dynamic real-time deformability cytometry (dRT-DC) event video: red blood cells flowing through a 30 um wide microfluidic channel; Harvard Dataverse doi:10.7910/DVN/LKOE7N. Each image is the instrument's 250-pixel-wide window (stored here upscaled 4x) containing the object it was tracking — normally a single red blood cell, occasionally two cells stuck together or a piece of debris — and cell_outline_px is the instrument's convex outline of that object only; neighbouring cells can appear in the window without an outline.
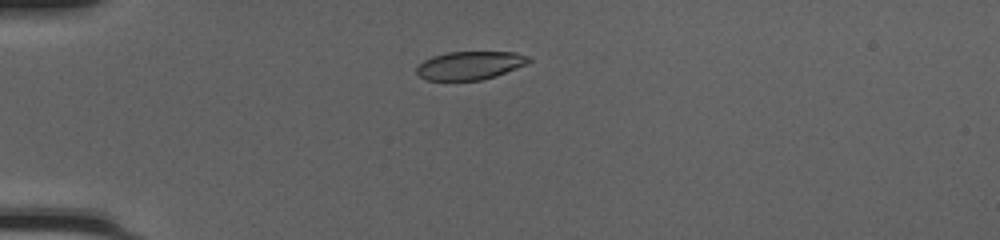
{"species": "common noctule bat (a hibernating species)", "species_latin": "Nyctalus noctula", "temperature_condition": "cold", "stored_images_in_passage": 45, "camera_frame_rate_fps": 3000, "um_per_image_px": 0.085, "animal": {"sex": "female", "body_mass_g": 20.0, "forearm_length_mm": 54.0}, "frame": {"image": 1, "passage_image": 9, "time_ms": 2.667, "image_size_px": [1000, 240], "cell_outline_px": [[532, 60], [516, 68], [496, 76], [480, 80], [424, 80], [416, 72], [416, 68], [424, 60], [432, 56], [448, 52], [516, 52], [528, 56]], "centroid_in_image_um": [39.92, 5.56], "position_along_channel_um": 45.1, "area_um2": 18.38}}
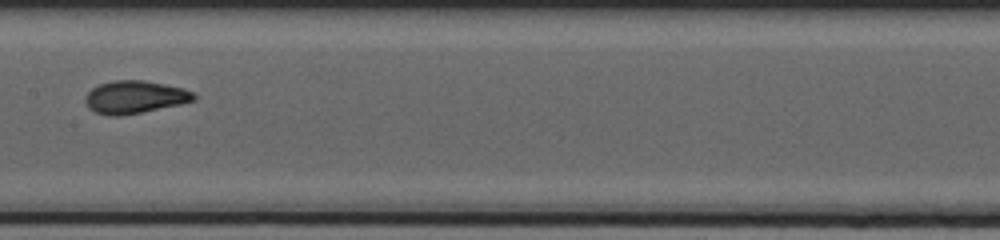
{"frame": {"image": 2, "passage_image": 22, "time_ms": 7.0, "image_size_px": [1000, 240], "cell_outline_px": [[196, 100], [180, 104], [120, 116], [108, 116], [96, 112], [88, 108], [84, 100], [84, 96], [92, 88], [100, 84], [112, 80], [144, 80], [184, 88], [192, 92], [196, 96]], "centroid_in_image_um": [11.43, 8.25], "position_along_channel_um": 196.0, "area_um2": 20.69}}
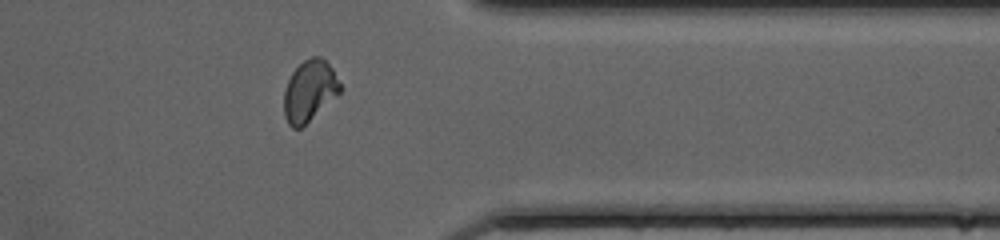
{"frame": {"image": 3, "passage_image": 36, "time_ms": 11.667, "image_size_px": [1000, 240], "cell_outline_px": [[340, 92], [300, 128], [292, 128], [288, 124], [284, 116], [284, 88], [292, 72], [304, 60], [312, 56], [320, 56], [332, 68], [340, 84]], "centroid_in_image_um": [26.27, 7.71], "position_along_channel_um": 385.1, "area_um2": 19.59}, "authors_computed_cell_mechanics": {"area_um2": 19.941, "velocity_mm_per_s": 4.2145, "shape_relaxation_time_tau1_ms": 4.9968, "shape_relaxation_time_tau2_ms": 0.6755, "deformation_change_tau1": 0.1926, "deformation_change_tau2": 0.0537}}